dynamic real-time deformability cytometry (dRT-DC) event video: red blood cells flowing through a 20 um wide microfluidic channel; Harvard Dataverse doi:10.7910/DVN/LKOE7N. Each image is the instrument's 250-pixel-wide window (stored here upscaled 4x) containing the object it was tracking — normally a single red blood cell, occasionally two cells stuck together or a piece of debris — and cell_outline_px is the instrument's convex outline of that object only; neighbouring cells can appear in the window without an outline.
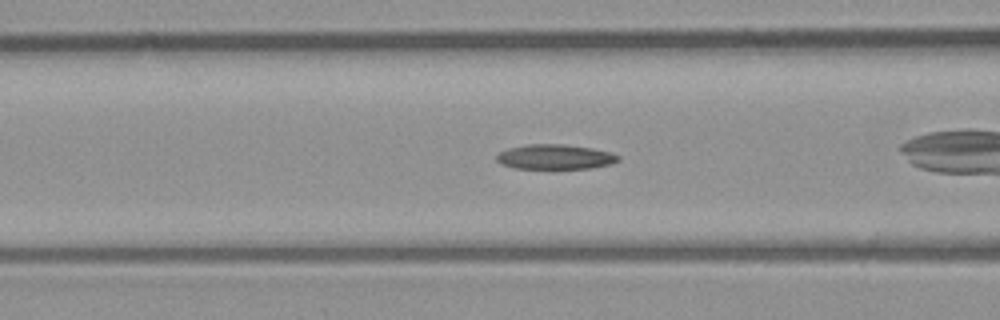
{"species": "common noctule bat (a hibernating species)", "species_latin": "Nyctalus noctula", "temperature_condition": "room temperature", "stored_images_in_passage": 35, "camera_frame_rate_fps": 3000, "um_per_image_px": 0.085, "animal": {"sex": "male", "body_mass_g": 23.1, "forearm_length_mm": 52.7}, "frame": {"image": 1, "passage_image": 10, "time_ms": 3.0, "image_size_px": [1000, 320], "cell_outline_px": [[620, 160], [612, 164], [592, 168], [552, 172], [512, 168], [500, 164], [496, 160], [496, 156], [500, 152], [508, 148], [528, 144], [564, 144], [592, 148], [608, 152], [620, 156]], "centroid_in_image_um": [47.15, 13.4], "position_along_channel_um": 119.4, "area_um2": 18.79}}
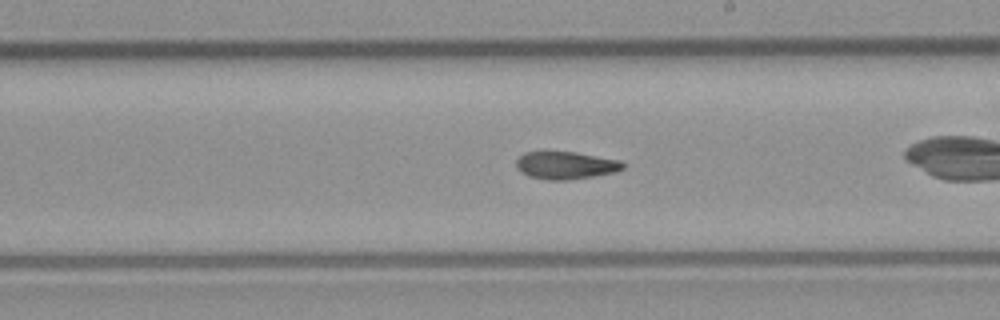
{"frame": {"image": 2, "passage_image": 19, "time_ms": 6.0, "image_size_px": [1000, 320], "cell_outline_px": [[624, 168], [616, 172], [568, 180], [548, 180], [528, 176], [520, 172], [516, 168], [516, 160], [524, 152], [544, 148], [576, 152], [620, 160], [624, 164]], "centroid_in_image_um": [48.0, 14.0], "position_along_channel_um": 241.0, "area_um2": 17.92}}
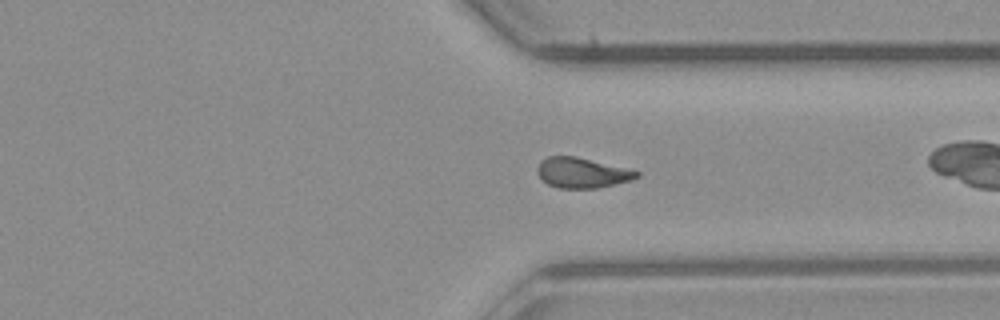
{"frame": {"image": 3, "passage_image": 28, "time_ms": 9.0, "image_size_px": [1000, 320], "cell_outline_px": [[640, 176], [632, 180], [596, 188], [560, 188], [548, 184], [536, 172], [536, 168], [540, 160], [548, 156], [576, 156], [640, 172]], "centroid_in_image_um": [49.44, 14.68], "position_along_channel_um": 362.0, "area_um2": 17.34}, "authors_computed_cell_mechanics": {"area_um2": 17.918, "velocity_mm_per_s": 4.0451, "shape_relaxation_time_tau1_ms": null, "shape_relaxation_time_tau2_ms": 4.5887, "deformation_change_tau1": null, "deformation_change_tau2": 0.1389}}